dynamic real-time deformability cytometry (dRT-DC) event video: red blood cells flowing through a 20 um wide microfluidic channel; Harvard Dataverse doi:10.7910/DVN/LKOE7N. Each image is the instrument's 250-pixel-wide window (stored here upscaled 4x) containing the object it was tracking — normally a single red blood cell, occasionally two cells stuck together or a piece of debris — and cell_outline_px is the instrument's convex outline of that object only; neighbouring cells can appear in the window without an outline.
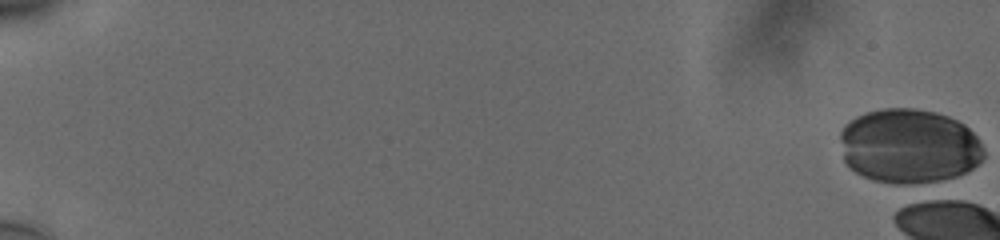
{"species": "human", "species_latin": "Homo sapiens", "temperature_condition": "cold", "stored_images_in_passage": 1, "camera_frame_rate_fps": 3000, "um_per_image_px": 0.085, "donor": {"sex": "male"}, "frame": {"image": 1, "passage_image": 1, "time_ms": 0.0, "image_size_px": [1000, 240], "cell_outline_px": [[984, 160], [972, 168], [956, 176], [932, 184], [892, 184], [872, 180], [856, 172], [844, 160], [840, 140], [840, 132], [844, 124], [848, 120], [864, 112], [884, 108], [916, 108], [936, 112], [948, 116], [964, 124], [980, 140], [984, 148]], "centroid_in_image_um": [77.27, 12.43], "position_along_channel_um": 7.7, "area_um2": 63.29}}